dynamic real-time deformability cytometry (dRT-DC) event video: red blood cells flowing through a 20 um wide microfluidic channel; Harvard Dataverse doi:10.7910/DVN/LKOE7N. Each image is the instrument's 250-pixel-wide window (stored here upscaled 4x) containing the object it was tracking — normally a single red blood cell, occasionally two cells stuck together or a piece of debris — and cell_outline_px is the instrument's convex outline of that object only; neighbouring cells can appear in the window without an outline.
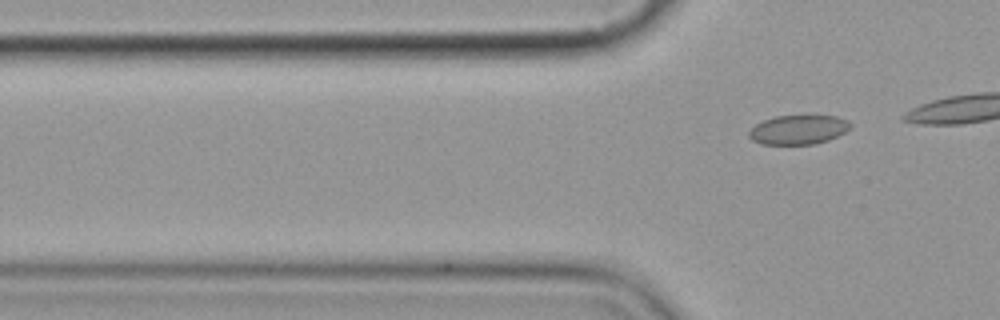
{"species": "common noctule bat (a hibernating species)", "species_latin": "Nyctalus noctula", "temperature_condition": "cold", "stored_images_in_passage": 4, "camera_frame_rate_fps": 3000, "um_per_image_px": 0.085, "animal": {"sex": "female", "body_mass_g": 19.9}, "frame": {"image": 1, "passage_image": 4, "time_ms": 3.667, "image_size_px": [1000, 320], "cell_outline_px": [[852, 124], [844, 132], [828, 140], [816, 144], [760, 144], [752, 140], [748, 136], [748, 132], [756, 124], [764, 120], [776, 116], [836, 116], [848, 120]], "centroid_in_image_um": [67.84, 11.03], "position_along_channel_um": 58.0, "area_um2": 17.17}}